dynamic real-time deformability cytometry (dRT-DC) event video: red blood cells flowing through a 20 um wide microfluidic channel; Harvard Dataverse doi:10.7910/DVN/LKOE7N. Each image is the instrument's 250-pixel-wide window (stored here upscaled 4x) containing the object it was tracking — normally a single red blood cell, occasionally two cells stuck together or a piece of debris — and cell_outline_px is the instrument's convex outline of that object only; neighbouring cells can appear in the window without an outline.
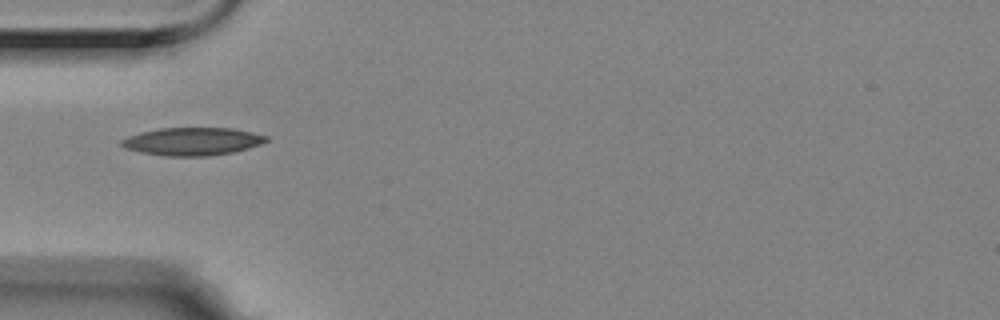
{"species": "Egyptian fruit bat (a non-hibernating species)", "species_latin": "Rousettus aegyptiacus", "temperature_condition": "room temperature", "stored_images_in_passage": 3, "camera_frame_rate_fps": 3000, "um_per_image_px": 0.085, "animal": {"sex": "female"}, "frame": {"image": 1, "passage_image": 1, "time_ms": 0.0, "image_size_px": [1000, 320], "cell_outline_px": [[268, 140], [260, 144], [248, 148], [232, 152], [208, 156], [164, 156], [140, 152], [124, 148], [120, 144], [120, 140], [128, 136], [140, 132], [160, 128], [236, 128], [268, 136]], "centroid_in_image_um": [16.33, 12.02], "position_along_channel_um": 68.7, "area_um2": 23.58}}
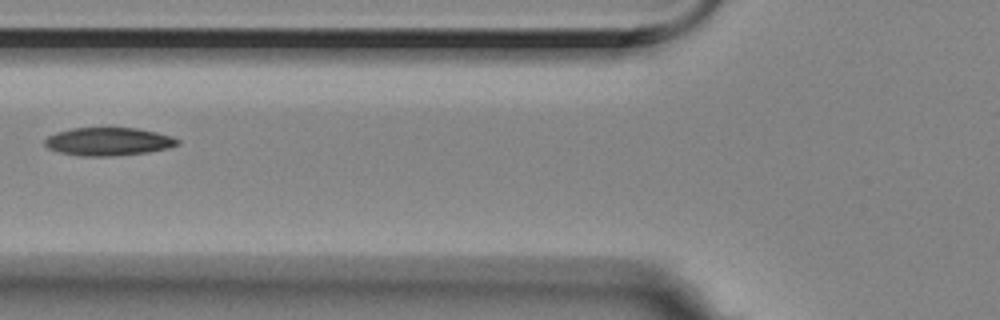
{"frame": {"image": 2, "passage_image": 2, "time_ms": 0.333, "image_size_px": [1000, 320], "cell_outline_px": [[180, 144], [168, 148], [148, 152], [108, 156], [80, 156], [60, 152], [48, 148], [44, 144], [44, 140], [48, 136], [56, 132], [72, 128], [136, 128], [156, 132], [172, 136], [180, 140]], "centroid_in_image_um": [9.21, 12.03], "position_along_channel_um": 116.6, "area_um2": 21.68}}
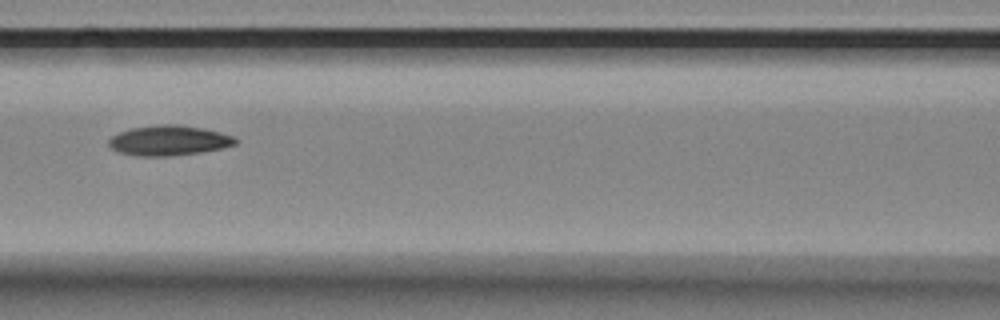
{"frame": {"image": 3, "passage_image": 3, "time_ms": 0.667, "image_size_px": [1000, 320], "cell_outline_px": [[240, 140], [236, 144], [224, 148], [200, 152], [172, 156], [136, 156], [116, 152], [108, 144], [108, 140], [112, 136], [128, 128], [160, 124], [180, 124], [204, 128], [220, 132], [232, 136]], "centroid_in_image_um": [14.35, 11.94], "position_along_channel_um": 152.2, "area_um2": 22.54}}